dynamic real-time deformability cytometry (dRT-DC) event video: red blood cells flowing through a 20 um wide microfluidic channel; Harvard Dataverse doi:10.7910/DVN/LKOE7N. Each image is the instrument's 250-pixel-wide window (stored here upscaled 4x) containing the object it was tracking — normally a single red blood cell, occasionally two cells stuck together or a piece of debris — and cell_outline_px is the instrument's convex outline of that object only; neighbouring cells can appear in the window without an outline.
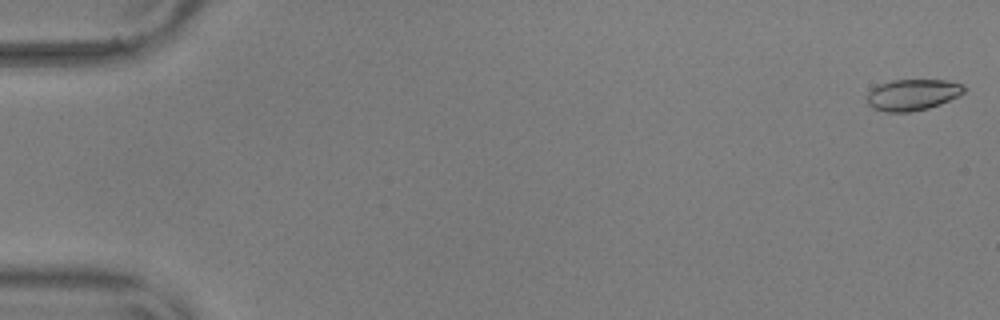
{"species": "common noctule bat (a hibernating species)", "species_latin": "Nyctalus noctula", "temperature_condition": "warm", "stored_images_in_passage": 56, "camera_frame_rate_fps": 3000, "um_per_image_px": 0.085, "animal": {"sex": "male", "body_mass_g": 17.9, "forearm_length_mm": 54.2}, "frame": {"image": 1, "passage_image": 1, "time_ms": 0.0, "image_size_px": [1000, 320], "cell_outline_px": [[964, 92], [940, 104], [928, 108], [912, 112], [884, 112], [872, 108], [868, 104], [868, 92], [876, 84], [892, 80], [944, 80], [964, 84]], "centroid_in_image_um": [77.52, 8.05], "position_along_channel_um": 7.5, "area_um2": 17.69}}
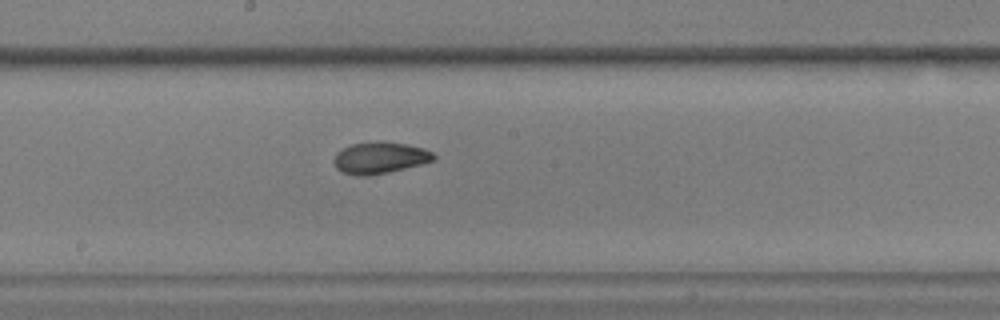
{"frame": {"image": 2, "passage_image": 31, "time_ms": 10.0, "image_size_px": [1000, 320], "cell_outline_px": [[436, 156], [432, 160], [420, 164], [388, 172], [368, 176], [356, 176], [344, 172], [336, 168], [332, 160], [336, 152], [352, 144], [376, 140], [384, 140], [408, 144], [424, 148], [432, 152]], "centroid_in_image_um": [32.26, 13.39], "position_along_channel_um": 215.9, "area_um2": 18.55}}
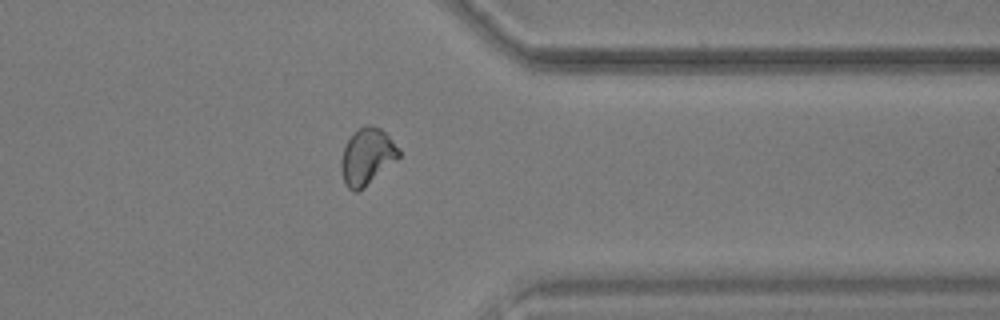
{"frame": {"image": 3, "passage_image": 45, "time_ms": 14.667, "image_size_px": [1000, 320], "cell_outline_px": [[400, 156], [396, 160], [364, 188], [356, 192], [352, 192], [344, 184], [340, 168], [340, 160], [344, 148], [348, 140], [360, 128], [368, 124], [380, 128], [400, 148]], "centroid_in_image_um": [31.18, 13.34], "position_along_channel_um": 380.2, "area_um2": 18.9}, "authors_computed_cell_mechanics": {"area_um2": 18.2359, "velocity_mm_per_s": 3.6411, "shape_relaxation_time_tau1_ms": 5.4603, "shape_relaxation_time_tau2_ms": 2.1268, "deformation_change_tau1": 0.1397, "deformation_change_tau2": 0.0645}}